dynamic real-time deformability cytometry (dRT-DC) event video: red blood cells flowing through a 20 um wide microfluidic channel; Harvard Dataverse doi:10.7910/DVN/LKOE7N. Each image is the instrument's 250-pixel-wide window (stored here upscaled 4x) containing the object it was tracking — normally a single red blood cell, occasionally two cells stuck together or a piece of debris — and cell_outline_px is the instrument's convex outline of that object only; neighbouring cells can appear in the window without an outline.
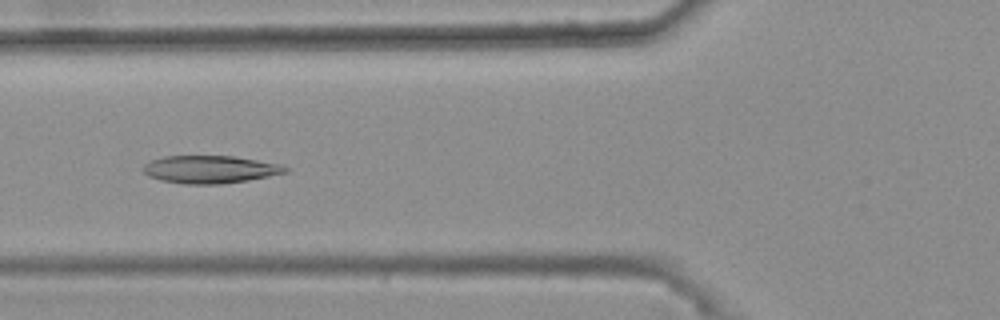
{"species": "common noctule bat (a hibernating species)", "species_latin": "Nyctalus noctula", "temperature_condition": "warm", "stored_images_in_passage": 46, "camera_frame_rate_fps": 3000, "um_per_image_px": 0.085, "animal": {"sex": "female", "body_mass_g": 25.1}, "frame": {"image": 1, "passage_image": 20, "time_ms": 6.333, "image_size_px": [1000, 320], "cell_outline_px": [[288, 172], [248, 180], [220, 184], [184, 184], [160, 180], [148, 176], [140, 168], [144, 164], [152, 160], [164, 156], [236, 156], [280, 164], [288, 168]], "centroid_in_image_um": [17.83, 14.4], "position_along_channel_um": 108.0, "area_um2": 23.0}}
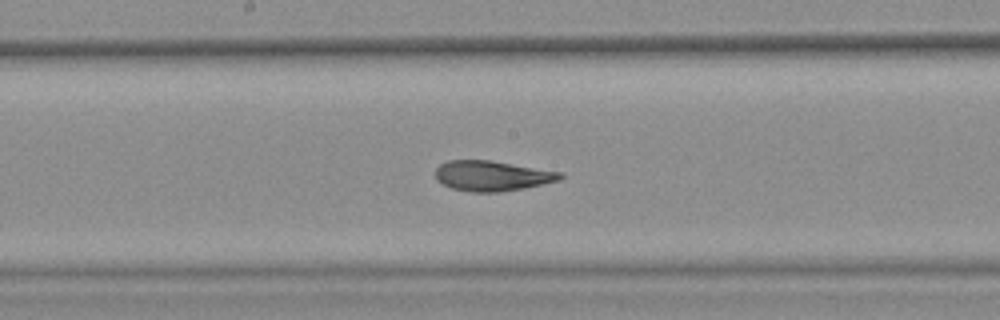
{"frame": {"image": 2, "passage_image": 28, "time_ms": 9.0, "image_size_px": [1000, 320], "cell_outline_px": [[564, 176], [560, 180], [524, 188], [500, 192], [472, 192], [452, 188], [436, 180], [436, 168], [440, 164], [448, 160], [488, 160], [560, 172]], "centroid_in_image_um": [41.8, 14.95], "position_along_channel_um": 206.4, "area_um2": 21.73}}
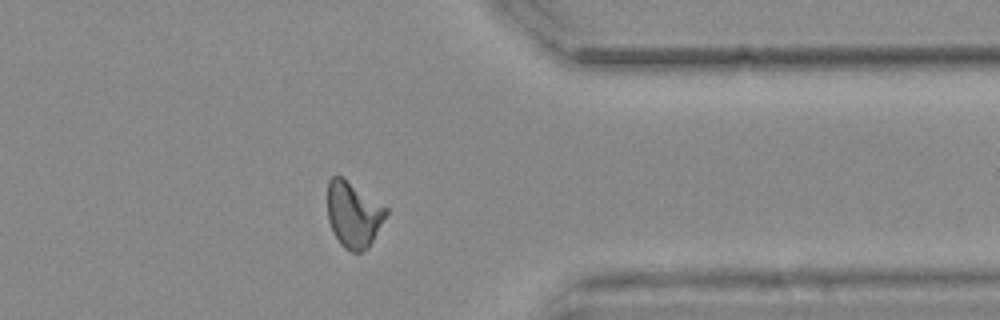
{"frame": {"image": 3, "passage_image": 43, "time_ms": 14.0, "image_size_px": [1000, 320], "cell_outline_px": [[388, 212], [368, 248], [360, 252], [352, 252], [344, 248], [340, 244], [328, 220], [328, 180], [332, 176], [340, 176], [388, 208]], "centroid_in_image_um": [30.04, 18.25], "position_along_channel_um": 381.4, "area_um2": 22.02}, "authors_computed_cell_mechanics": {"area_um2": 22.8021, "velocity_mm_per_s": 3.6967, "shape_relaxation_time_tau1_ms": 7.5907, "shape_relaxation_time_tau2_ms": 1.4797, "deformation_change_tau1": 0.1919, "deformation_change_tau2": 0.0743}}